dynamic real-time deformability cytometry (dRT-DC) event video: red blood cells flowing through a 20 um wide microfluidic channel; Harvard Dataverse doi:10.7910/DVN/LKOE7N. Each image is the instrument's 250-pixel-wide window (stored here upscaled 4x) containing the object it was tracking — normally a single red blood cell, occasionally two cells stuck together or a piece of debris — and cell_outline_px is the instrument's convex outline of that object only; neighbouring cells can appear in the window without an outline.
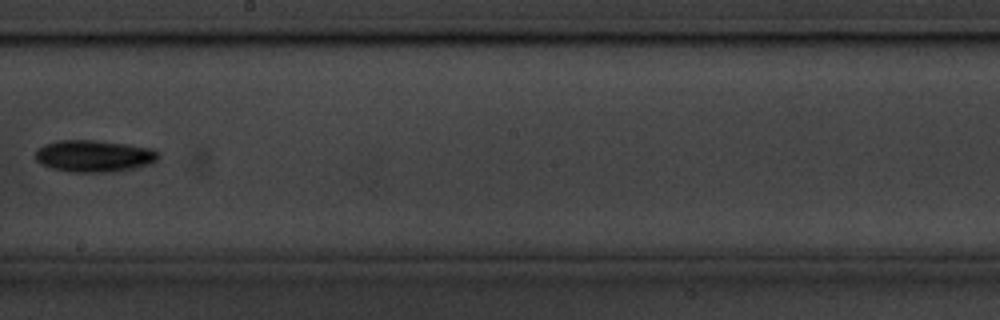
{"species": "common noctule bat (a hibernating species)", "species_latin": "Nyctalus noctula", "temperature_condition": "cold", "stored_images_in_passage": 14, "camera_frame_rate_fps": 3000, "um_per_image_px": 0.085, "animal": {"sex": "male", "body_mass_g": 20.1, "forearm_length_mm": 53.5}, "frame": {"image": 1, "passage_image": 8, "time_ms": 2.333, "image_size_px": [1000, 320], "cell_outline_px": [[156, 160], [140, 168], [108, 172], [72, 172], [52, 168], [40, 164], [36, 160], [36, 152], [44, 144], [56, 140], [92, 140], [128, 144], [152, 148], [156, 152]], "centroid_in_image_um": [7.97, 13.26], "position_along_channel_um": 240.2, "area_um2": 22.77}}